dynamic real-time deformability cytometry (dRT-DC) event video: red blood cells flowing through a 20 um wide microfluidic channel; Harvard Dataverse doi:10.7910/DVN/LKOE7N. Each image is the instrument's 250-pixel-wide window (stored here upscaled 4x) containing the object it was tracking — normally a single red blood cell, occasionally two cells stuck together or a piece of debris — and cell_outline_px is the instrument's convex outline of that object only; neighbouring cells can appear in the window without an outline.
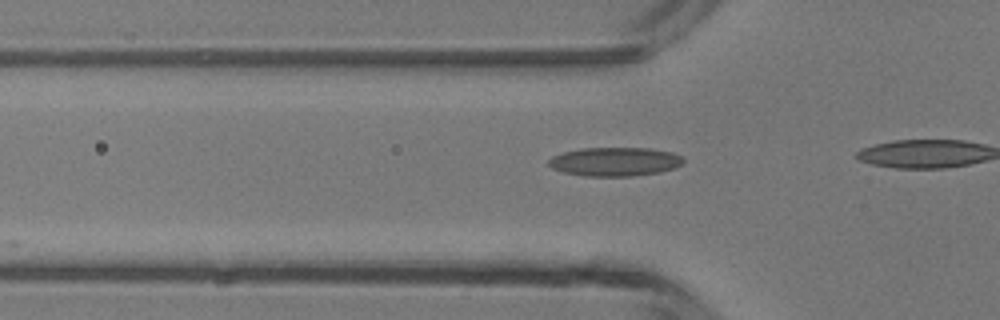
{"species": "common noctule bat (a hibernating species)", "species_latin": "Nyctalus noctula", "temperature_condition": "room temperature", "stored_images_in_passage": 9, "camera_frame_rate_fps": 3000, "um_per_image_px": 0.085, "animal": {"sex": "male", "body_mass_g": 13.3}, "frame": {"image": 1, "passage_image": 4, "time_ms": 1.0, "image_size_px": [1000, 320], "cell_outline_px": [[684, 160], [676, 168], [660, 172], [632, 176], [588, 176], [564, 172], [552, 168], [548, 164], [548, 160], [552, 156], [564, 152], [580, 148], [652, 148], [672, 152], [680, 156]], "centroid_in_image_um": [52.27, 13.73], "position_along_channel_um": 73.5, "area_um2": 22.6}}
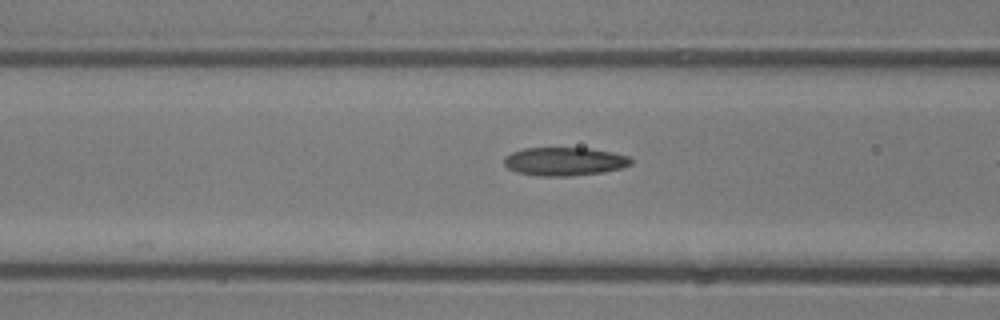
{"frame": {"image": 2, "passage_image": 7, "time_ms": 2.0, "image_size_px": [1000, 320], "cell_outline_px": [[632, 164], [620, 168], [604, 172], [572, 176], [540, 176], [516, 172], [508, 168], [504, 164], [504, 156], [512, 152], [524, 148], [592, 148], [612, 152], [628, 156], [632, 160]], "centroid_in_image_um": [47.97, 13.72], "position_along_channel_um": 118.6, "area_um2": 21.1}}